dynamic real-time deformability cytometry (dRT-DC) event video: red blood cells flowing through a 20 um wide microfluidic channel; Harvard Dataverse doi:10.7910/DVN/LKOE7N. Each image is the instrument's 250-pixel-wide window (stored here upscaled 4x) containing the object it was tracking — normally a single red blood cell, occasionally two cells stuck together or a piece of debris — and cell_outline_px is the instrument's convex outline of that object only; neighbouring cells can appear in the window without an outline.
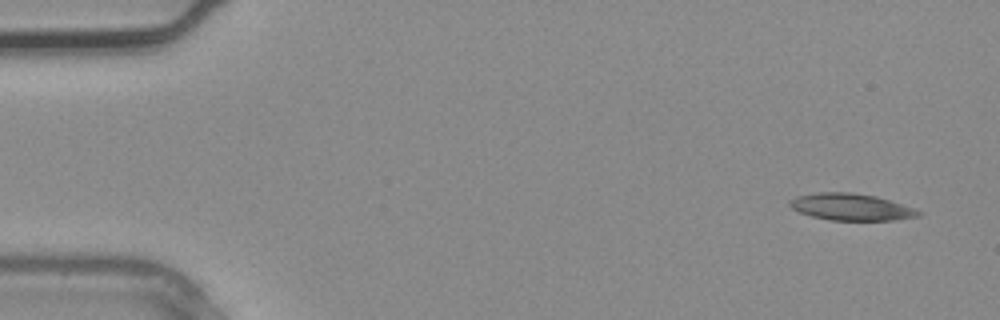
{"species": "common noctule bat (a hibernating species)", "species_latin": "Nyctalus noctula", "temperature_condition": "warm", "stored_images_in_passage": 3, "camera_frame_rate_fps": 3000, "um_per_image_px": 0.085, "animal": {"sex": "male", "body_mass_g": 20.4}, "frame": {"image": 1, "passage_image": 1, "time_ms": 0.0, "image_size_px": [1000, 320], "cell_outline_px": [[924, 212], [920, 216], [892, 220], [828, 220], [812, 216], [800, 212], [792, 208], [788, 204], [788, 200], [796, 196], [816, 192], [852, 192], [876, 196], [916, 208]], "centroid_in_image_um": [72.35, 17.58], "position_along_channel_um": 12.6, "area_um2": 20.29}}